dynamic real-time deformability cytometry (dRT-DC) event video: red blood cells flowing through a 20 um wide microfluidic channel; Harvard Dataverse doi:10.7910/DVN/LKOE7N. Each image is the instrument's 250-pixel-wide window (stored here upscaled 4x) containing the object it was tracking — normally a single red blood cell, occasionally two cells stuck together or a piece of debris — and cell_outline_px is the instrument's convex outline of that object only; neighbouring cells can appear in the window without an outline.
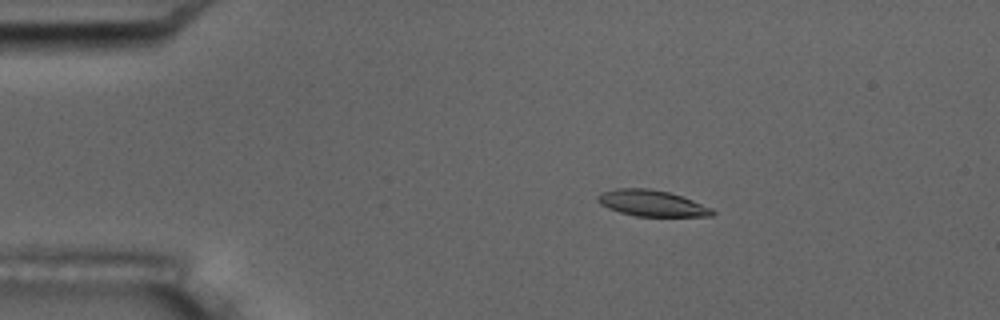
{"species": "common noctule bat (a hibernating species)", "species_latin": "Nyctalus noctula", "temperature_condition": "room temperature", "stored_images_in_passage": 6, "camera_frame_rate_fps": 3000, "um_per_image_px": 0.085, "animal": {"sex": "male", "body_mass_g": 17.5, "forearm_length_mm": 52.3}, "frame": {"image": 1, "passage_image": 4, "time_ms": 3.333, "image_size_px": [1000, 320], "cell_outline_px": [[716, 212], [712, 216], [636, 216], [620, 212], [608, 208], [600, 204], [596, 200], [596, 196], [600, 192], [616, 188], [648, 188], [668, 192], [692, 200], [712, 208]], "centroid_in_image_um": [55.36, 17.27], "position_along_channel_um": 29.6, "area_um2": 17.46}}